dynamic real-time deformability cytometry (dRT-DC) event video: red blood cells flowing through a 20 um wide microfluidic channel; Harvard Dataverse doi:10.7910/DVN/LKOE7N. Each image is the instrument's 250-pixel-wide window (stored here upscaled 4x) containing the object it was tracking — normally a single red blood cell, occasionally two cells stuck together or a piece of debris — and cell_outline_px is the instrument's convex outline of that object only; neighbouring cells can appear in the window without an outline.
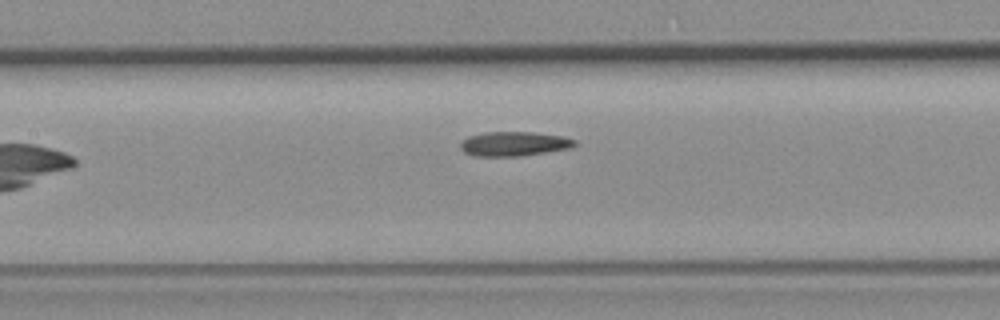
{"species": "common noctule bat (a hibernating species)", "species_latin": "Nyctalus noctula", "temperature_condition": "room temperature", "stored_images_in_passage": 7, "camera_frame_rate_fps": 3000, "um_per_image_px": 0.085, "animal": {"sex": "female", "body_mass_g": 19.3, "forearm_length_mm": 54.1}, "frame": {"image": 1, "passage_image": 7, "time_ms": 7.0, "image_size_px": [1000, 320], "cell_outline_px": [[576, 144], [572, 148], [520, 156], [472, 156], [464, 152], [460, 148], [460, 144], [468, 136], [484, 132], [532, 132], [564, 136], [576, 140]], "centroid_in_image_um": [43.7, 12.22], "position_along_channel_um": 163.7, "area_um2": 16.36}}